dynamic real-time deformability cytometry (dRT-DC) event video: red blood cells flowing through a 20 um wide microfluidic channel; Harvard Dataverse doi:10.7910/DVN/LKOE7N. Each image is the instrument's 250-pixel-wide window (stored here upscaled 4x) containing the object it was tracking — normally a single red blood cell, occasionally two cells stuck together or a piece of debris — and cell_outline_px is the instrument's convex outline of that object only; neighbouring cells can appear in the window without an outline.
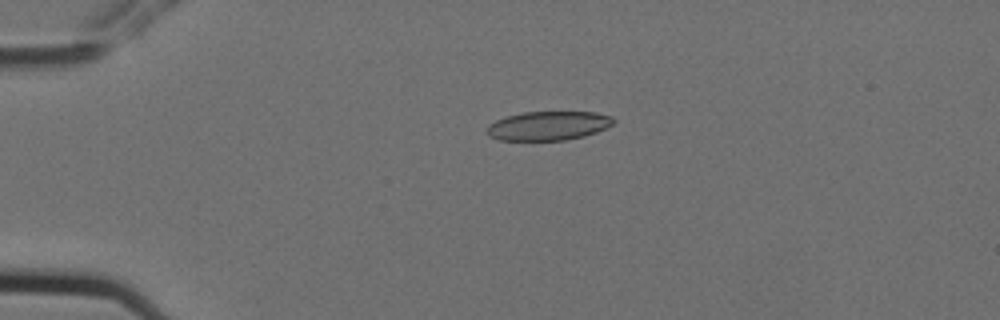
{"species": "Egyptian fruit bat (a non-hibernating species)", "species_latin": "Rousettus aegyptiacus", "temperature_condition": "cold", "stored_images_in_passage": 5, "camera_frame_rate_fps": 3000, "um_per_image_px": 0.085, "animal": {"sex": "female"}, "frame": {"image": 1, "passage_image": 1, "time_ms": 0.0, "image_size_px": [1000, 320], "cell_outline_px": [[616, 120], [612, 124], [596, 132], [584, 136], [564, 140], [500, 140], [488, 136], [484, 132], [484, 128], [488, 124], [496, 120], [508, 116], [524, 112], [596, 112], [612, 116]], "centroid_in_image_um": [46.56, 10.69], "position_along_channel_um": 38.4, "area_um2": 21.5}}
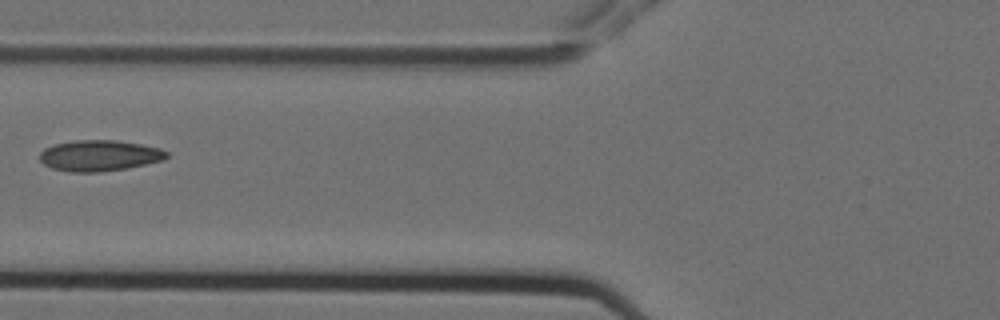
{"frame": {"image": 2, "passage_image": 3, "time_ms": 0.667, "image_size_px": [1000, 320], "cell_outline_px": [[168, 156], [164, 160], [124, 168], [100, 172], [68, 172], [52, 168], [44, 164], [40, 160], [40, 152], [44, 148], [56, 144], [76, 140], [116, 140], [140, 144], [160, 148], [168, 152]], "centroid_in_image_um": [8.44, 13.22], "position_along_channel_um": 117.4, "area_um2": 22.77}}
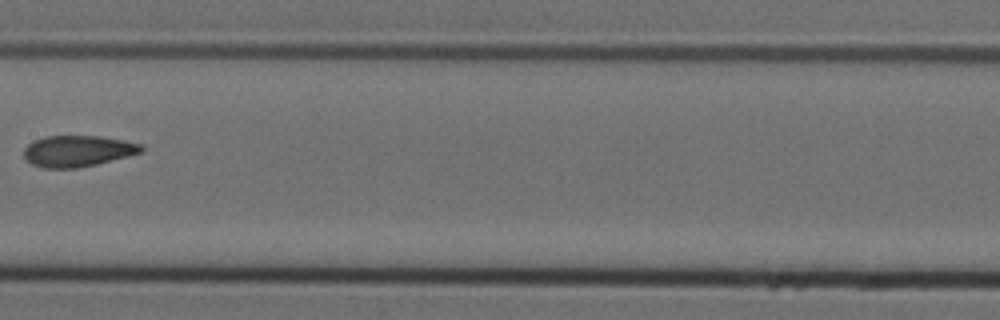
{"frame": {"image": 3, "passage_image": 5, "time_ms": 1.333, "image_size_px": [1000, 320], "cell_outline_px": [[144, 148], [140, 152], [128, 156], [96, 164], [76, 168], [40, 168], [24, 160], [24, 148], [32, 140], [44, 136], [100, 136], [124, 140], [140, 144]], "centroid_in_image_um": [6.54, 12.84], "position_along_channel_um": 200.9, "area_um2": 21.44}}